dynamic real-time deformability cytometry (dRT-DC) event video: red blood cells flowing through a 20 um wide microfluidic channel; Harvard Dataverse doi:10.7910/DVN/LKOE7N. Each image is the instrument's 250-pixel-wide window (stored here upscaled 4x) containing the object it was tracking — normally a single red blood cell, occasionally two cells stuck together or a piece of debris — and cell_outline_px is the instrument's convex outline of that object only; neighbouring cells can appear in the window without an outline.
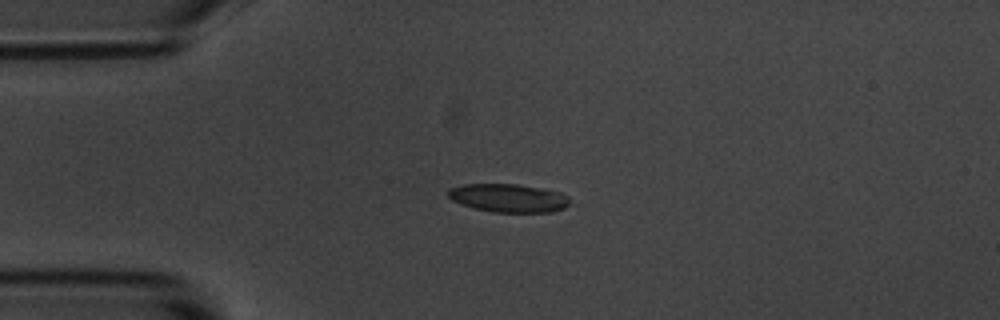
{"species": "common noctule bat (a hibernating species)", "species_latin": "Nyctalus noctula", "temperature_condition": "room temperature", "stored_images_in_passage": 43, "camera_frame_rate_fps": 3000, "um_per_image_px": 0.085, "animal": {"sex": "male", "body_mass_g": 20.1, "forearm_length_mm": 53.5}, "frame": {"image": 1, "passage_image": 1, "time_ms": 0.0, "image_size_px": [1000, 320], "cell_outline_px": [[576, 204], [552, 212], [492, 212], [460, 204], [452, 200], [448, 196], [448, 188], [464, 184], [516, 184], [544, 188], [560, 192], [568, 196]], "centroid_in_image_um": [43.3, 16.83], "position_along_channel_um": 41.7, "area_um2": 20.46}}